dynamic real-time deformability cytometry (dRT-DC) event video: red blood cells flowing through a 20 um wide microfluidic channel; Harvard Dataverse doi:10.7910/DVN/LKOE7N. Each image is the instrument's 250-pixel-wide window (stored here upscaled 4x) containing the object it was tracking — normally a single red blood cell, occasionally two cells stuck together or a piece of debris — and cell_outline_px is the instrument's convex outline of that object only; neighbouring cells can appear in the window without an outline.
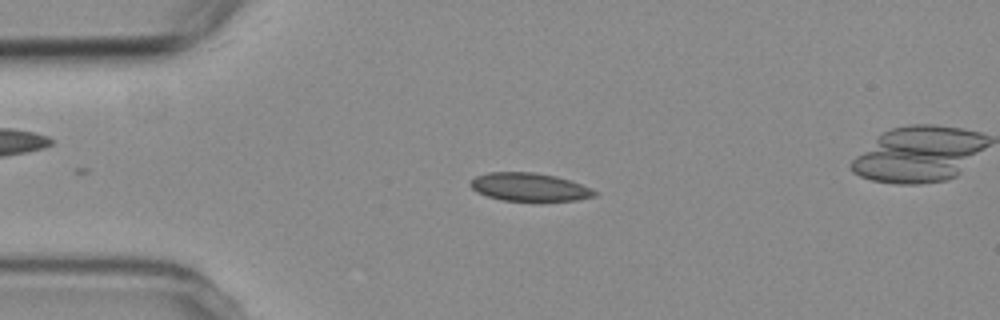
{"species": "common noctule bat (a hibernating species)", "species_latin": "Nyctalus noctula", "temperature_condition": "room temperature", "stored_images_in_passage": 40, "camera_frame_rate_fps": 3000, "um_per_image_px": 0.085, "animal": {"sex": "female", "body_mass_g": 19.3, "forearm_length_mm": 54.1}, "frame": {"image": 1, "passage_image": 5, "time_ms": 1.333, "image_size_px": [1000, 320], "cell_outline_px": [[600, 192], [596, 196], [576, 200], [540, 204], [500, 200], [476, 192], [468, 184], [476, 176], [488, 172], [532, 172], [556, 176], [592, 188]], "centroid_in_image_um": [45.04, 15.95], "position_along_channel_um": 40.0, "area_um2": 21.33}}
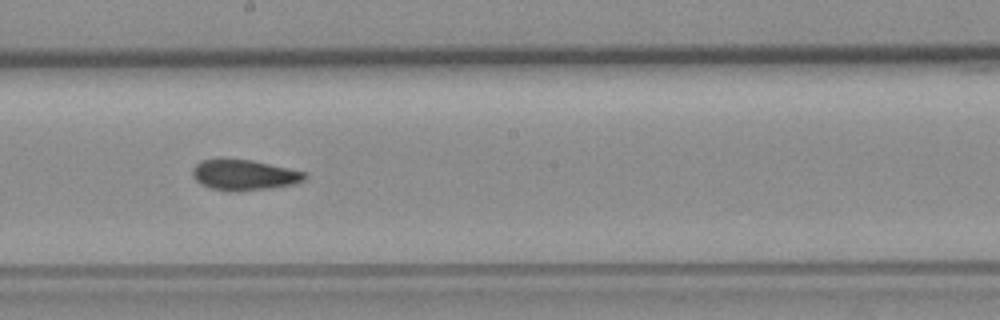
{"frame": {"image": 2, "passage_image": 22, "time_ms": 7.0, "image_size_px": [1000, 320], "cell_outline_px": [[308, 176], [304, 180], [292, 184], [268, 188], [236, 192], [228, 192], [212, 188], [200, 184], [192, 176], [192, 168], [200, 160], [220, 156], [252, 160], [308, 172]], "centroid_in_image_um": [20.7, 14.83], "position_along_channel_um": 227.5, "area_um2": 20.69}}
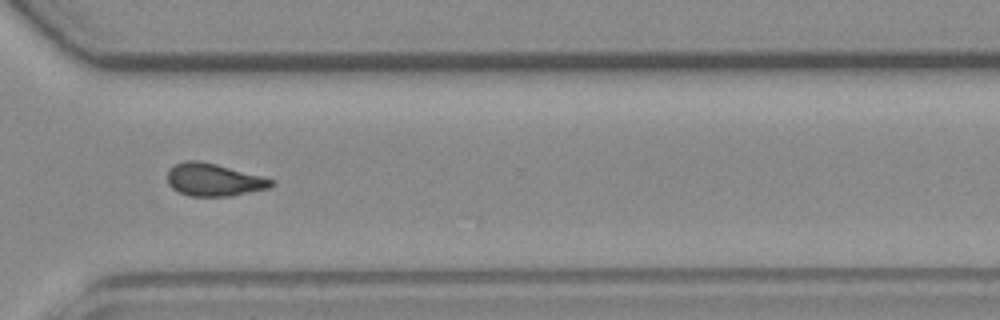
{"frame": {"image": 3, "passage_image": 32, "time_ms": 10.333, "image_size_px": [1000, 320], "cell_outline_px": [[276, 184], [268, 188], [232, 196], [188, 196], [172, 188], [168, 184], [168, 168], [184, 160], [200, 160], [216, 164], [276, 180]], "centroid_in_image_um": [18.17, 15.28], "position_along_channel_um": 352.4, "area_um2": 19.83}, "authors_computed_cell_mechanics": {"area_um2": 19.9988, "velocity_mm_per_s": 3.7483, "shape_relaxation_time_tau1_ms": null, "shape_relaxation_time_tau2_ms": 6.2728, "deformation_change_tau1": null, "deformation_change_tau2": 0.0897}}